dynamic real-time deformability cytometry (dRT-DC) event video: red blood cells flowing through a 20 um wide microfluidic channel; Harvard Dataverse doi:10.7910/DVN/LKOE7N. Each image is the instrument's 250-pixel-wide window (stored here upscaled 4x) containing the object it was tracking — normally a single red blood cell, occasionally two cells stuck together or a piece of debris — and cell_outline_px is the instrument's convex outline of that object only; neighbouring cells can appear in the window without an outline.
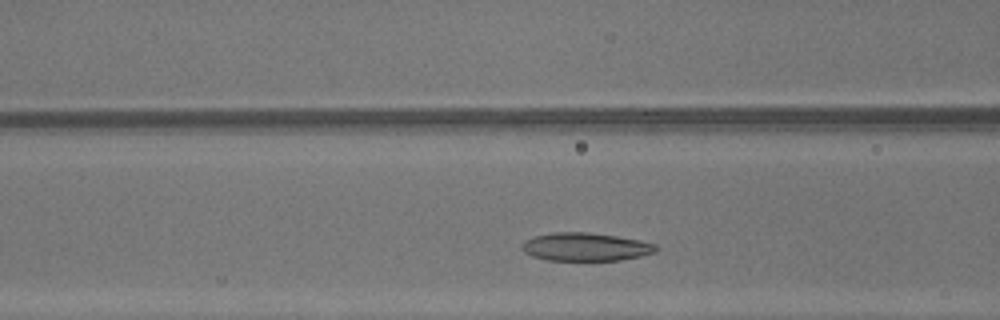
{"species": "common noctule bat (a hibernating species)", "species_latin": "Nyctalus noctula", "temperature_condition": "warm", "stored_images_in_passage": 25, "camera_frame_rate_fps": 3000, "um_per_image_px": 0.085, "animal": {"sex": "male", "body_mass_g": 13.3}, "frame": {"image": 1, "passage_image": 7, "time_ms": 2.0, "image_size_px": [1000, 320], "cell_outline_px": [[660, 248], [656, 252], [640, 256], [620, 260], [548, 260], [532, 256], [524, 252], [520, 248], [520, 244], [524, 240], [532, 236], [552, 232], [588, 232], [616, 236], [640, 240], [656, 244]], "centroid_in_image_um": [49.74, 20.97], "position_along_channel_um": 116.9, "area_um2": 22.25}}
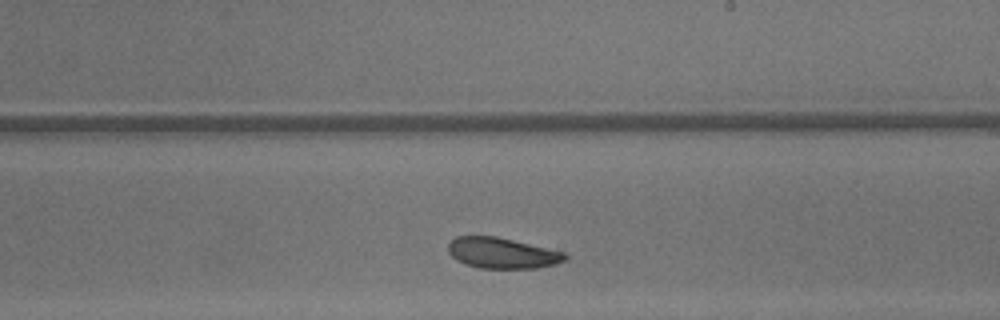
{"frame": {"image": 2, "passage_image": 16, "time_ms": 5.0, "image_size_px": [1000, 320], "cell_outline_px": [[568, 256], [564, 260], [556, 264], [536, 268], [480, 268], [464, 264], [456, 260], [448, 252], [448, 244], [456, 236], [496, 236], [564, 252]], "centroid_in_image_um": [42.65, 21.51], "position_along_channel_um": 246.3, "area_um2": 20.87}}
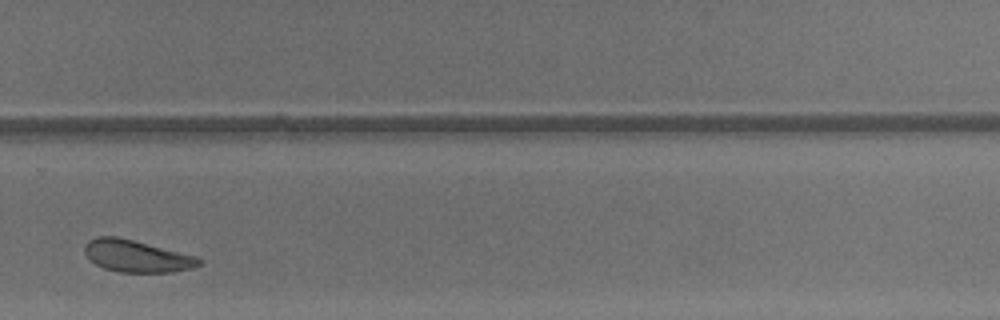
{"frame": {"image": 3, "passage_image": 21, "time_ms": 6.667, "image_size_px": [1000, 320], "cell_outline_px": [[200, 264], [192, 268], [172, 272], [120, 272], [104, 268], [96, 264], [84, 252], [84, 244], [88, 240], [96, 236], [116, 236], [196, 256], [200, 260]], "centroid_in_image_um": [11.57, 21.76], "position_along_channel_um": 318.2, "area_um2": 21.04}, "authors_computed_cell_mechanics": {"area_um2": 21.7906, "velocity_mm_per_s": 4.3268, "shape_relaxation_time_tau1_ms": 2.3965, "shape_relaxation_time_tau2_ms": 4.196, "deformation_change_tau1": 0.0794, "deformation_change_tau2": 0.0955}}